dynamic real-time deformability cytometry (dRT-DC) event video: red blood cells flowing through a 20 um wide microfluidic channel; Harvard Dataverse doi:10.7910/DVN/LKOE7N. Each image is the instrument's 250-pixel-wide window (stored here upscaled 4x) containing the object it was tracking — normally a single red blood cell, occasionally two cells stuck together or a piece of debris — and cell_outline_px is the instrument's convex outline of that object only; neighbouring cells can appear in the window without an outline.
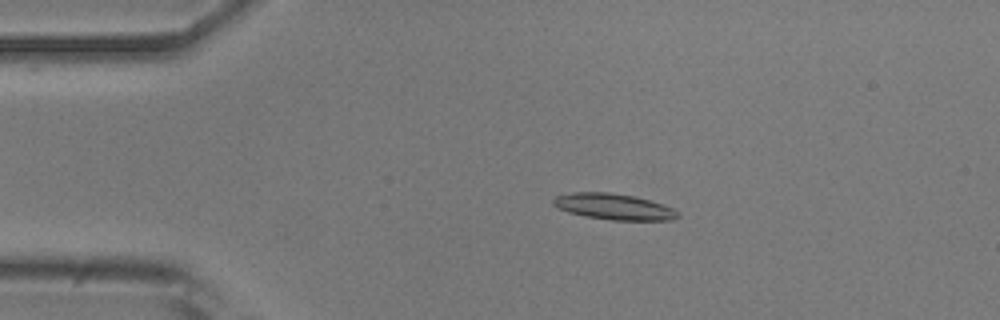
{"species": "common noctule bat (a hibernating species)", "species_latin": "Nyctalus noctula", "temperature_condition": "room temperature", "stored_images_in_passage": 53, "camera_frame_rate_fps": 3000, "um_per_image_px": 0.085, "animal": {"sex": "male", "body_mass_g": 20.5, "forearm_length_mm": 52.5}, "frame": {"image": 1, "passage_image": 10, "time_ms": 3.0, "image_size_px": [1000, 320], "cell_outline_px": [[680, 216], [672, 220], [612, 220], [588, 216], [568, 212], [556, 208], [552, 204], [552, 200], [556, 196], [572, 192], [608, 192], [632, 196], [664, 204], [680, 212]], "centroid_in_image_um": [52.17, 17.56], "position_along_channel_um": 32.8, "area_um2": 18.84}}
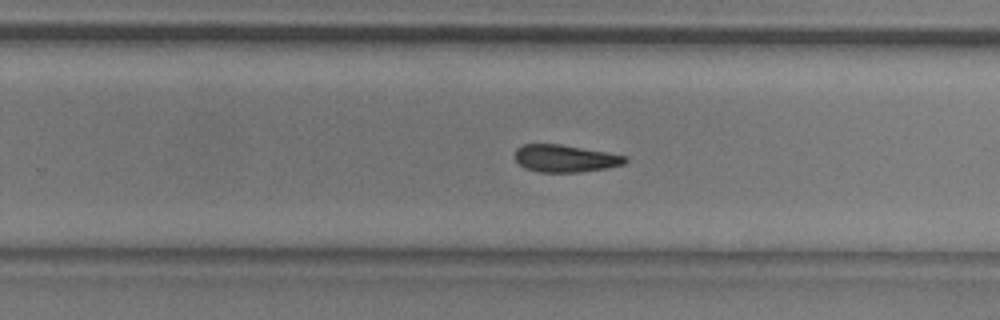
{"frame": {"image": 2, "passage_image": 33, "time_ms": 10.667, "image_size_px": [1000, 320], "cell_outline_px": [[628, 160], [624, 164], [608, 168], [580, 172], [540, 172], [524, 168], [512, 156], [516, 148], [524, 144], [560, 144], [628, 156]], "centroid_in_image_um": [48.02, 13.47], "position_along_channel_um": 281.8, "area_um2": 17.69}}
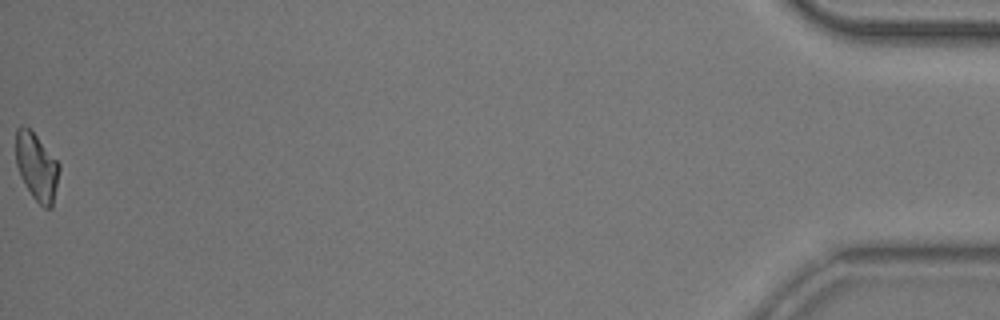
{"frame": {"image": 3, "passage_image": 53, "time_ms": 17.333, "image_size_px": [1000, 320], "cell_outline_px": [[60, 168], [52, 208], [44, 208], [32, 196], [24, 184], [20, 176], [16, 164], [16, 128], [20, 124], [28, 128], [36, 136], [60, 164]], "centroid_in_image_um": [3.1, 14.19], "position_along_channel_um": 432.1, "area_um2": 16.94}, "authors_computed_cell_mechanics": {"area_um2": 18.3804, "velocity_mm_per_s": 3.7684, "shape_relaxation_time_tau1_ms": 3.8889, "shape_relaxation_time_tau2_ms": 3.6323, "deformation_change_tau1": 0.1362, "deformation_change_tau2": 0.1103}}